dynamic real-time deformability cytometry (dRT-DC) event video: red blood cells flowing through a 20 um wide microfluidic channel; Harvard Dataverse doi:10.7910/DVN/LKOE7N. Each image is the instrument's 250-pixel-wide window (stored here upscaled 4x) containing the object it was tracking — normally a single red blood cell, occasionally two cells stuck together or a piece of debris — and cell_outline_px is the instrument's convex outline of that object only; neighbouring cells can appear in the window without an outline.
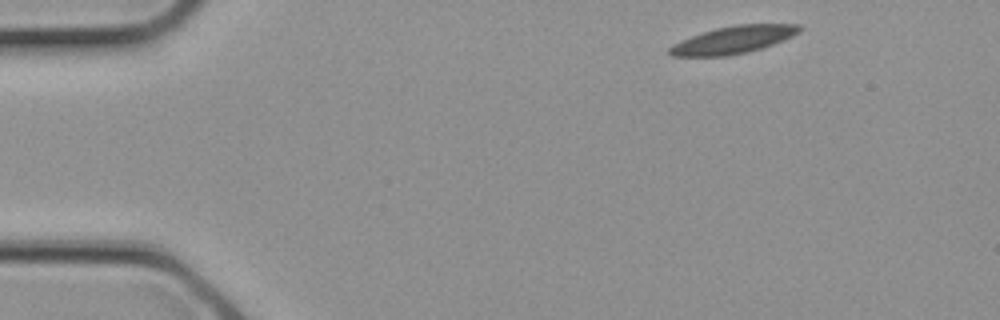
{"species": "common noctule bat (a hibernating species)", "species_latin": "Nyctalus noctula", "temperature_condition": "cold", "stored_images_in_passage": 2, "camera_frame_rate_fps": 3000, "um_per_image_px": 0.085, "animal": {"sex": "female", "body_mass_g": 21.9}, "frame": {"image": 1, "passage_image": 1, "time_ms": 0.0, "image_size_px": [1000, 320], "cell_outline_px": [[804, 28], [800, 32], [792, 36], [772, 44], [748, 52], [728, 56], [672, 56], [668, 52], [668, 48], [672, 44], [680, 40], [716, 28], [736, 24], [800, 24]], "centroid_in_image_um": [62.33, 3.38], "position_along_channel_um": 22.7, "area_um2": 20.75}}